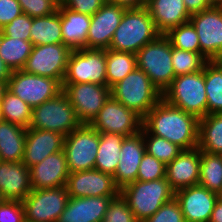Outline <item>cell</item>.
<instances>
[{
	"instance_id": "12",
	"label": "cell",
	"mask_w": 222,
	"mask_h": 222,
	"mask_svg": "<svg viewBox=\"0 0 222 222\" xmlns=\"http://www.w3.org/2000/svg\"><path fill=\"white\" fill-rule=\"evenodd\" d=\"M71 51L63 43L33 46L22 70L56 79L62 85Z\"/></svg>"
},
{
	"instance_id": "40",
	"label": "cell",
	"mask_w": 222,
	"mask_h": 222,
	"mask_svg": "<svg viewBox=\"0 0 222 222\" xmlns=\"http://www.w3.org/2000/svg\"><path fill=\"white\" fill-rule=\"evenodd\" d=\"M103 222H139L119 193L114 197L105 212Z\"/></svg>"
},
{
	"instance_id": "22",
	"label": "cell",
	"mask_w": 222,
	"mask_h": 222,
	"mask_svg": "<svg viewBox=\"0 0 222 222\" xmlns=\"http://www.w3.org/2000/svg\"><path fill=\"white\" fill-rule=\"evenodd\" d=\"M116 196L69 197L56 222H103L111 200Z\"/></svg>"
},
{
	"instance_id": "46",
	"label": "cell",
	"mask_w": 222,
	"mask_h": 222,
	"mask_svg": "<svg viewBox=\"0 0 222 222\" xmlns=\"http://www.w3.org/2000/svg\"><path fill=\"white\" fill-rule=\"evenodd\" d=\"M22 13L18 0H0V30Z\"/></svg>"
},
{
	"instance_id": "25",
	"label": "cell",
	"mask_w": 222,
	"mask_h": 222,
	"mask_svg": "<svg viewBox=\"0 0 222 222\" xmlns=\"http://www.w3.org/2000/svg\"><path fill=\"white\" fill-rule=\"evenodd\" d=\"M145 7L161 34L189 22L191 17L183 0H146Z\"/></svg>"
},
{
	"instance_id": "38",
	"label": "cell",
	"mask_w": 222,
	"mask_h": 222,
	"mask_svg": "<svg viewBox=\"0 0 222 222\" xmlns=\"http://www.w3.org/2000/svg\"><path fill=\"white\" fill-rule=\"evenodd\" d=\"M172 65L175 76L195 73L203 70L208 61L201 53L180 50L172 47Z\"/></svg>"
},
{
	"instance_id": "43",
	"label": "cell",
	"mask_w": 222,
	"mask_h": 222,
	"mask_svg": "<svg viewBox=\"0 0 222 222\" xmlns=\"http://www.w3.org/2000/svg\"><path fill=\"white\" fill-rule=\"evenodd\" d=\"M143 222H185L180 205L175 197L164 203L159 210Z\"/></svg>"
},
{
	"instance_id": "5",
	"label": "cell",
	"mask_w": 222,
	"mask_h": 222,
	"mask_svg": "<svg viewBox=\"0 0 222 222\" xmlns=\"http://www.w3.org/2000/svg\"><path fill=\"white\" fill-rule=\"evenodd\" d=\"M162 98L199 120L204 118L207 115L204 71L176 76Z\"/></svg>"
},
{
	"instance_id": "29",
	"label": "cell",
	"mask_w": 222,
	"mask_h": 222,
	"mask_svg": "<svg viewBox=\"0 0 222 222\" xmlns=\"http://www.w3.org/2000/svg\"><path fill=\"white\" fill-rule=\"evenodd\" d=\"M30 41L33 46L63 43L59 10L41 17H32Z\"/></svg>"
},
{
	"instance_id": "44",
	"label": "cell",
	"mask_w": 222,
	"mask_h": 222,
	"mask_svg": "<svg viewBox=\"0 0 222 222\" xmlns=\"http://www.w3.org/2000/svg\"><path fill=\"white\" fill-rule=\"evenodd\" d=\"M0 222H25L24 207L22 201L1 200Z\"/></svg>"
},
{
	"instance_id": "16",
	"label": "cell",
	"mask_w": 222,
	"mask_h": 222,
	"mask_svg": "<svg viewBox=\"0 0 222 222\" xmlns=\"http://www.w3.org/2000/svg\"><path fill=\"white\" fill-rule=\"evenodd\" d=\"M66 189L69 197L117 196L120 189L113 176L96 169L70 173Z\"/></svg>"
},
{
	"instance_id": "36",
	"label": "cell",
	"mask_w": 222,
	"mask_h": 222,
	"mask_svg": "<svg viewBox=\"0 0 222 222\" xmlns=\"http://www.w3.org/2000/svg\"><path fill=\"white\" fill-rule=\"evenodd\" d=\"M141 132L143 133L146 152L165 165L169 164L183 150L177 144L171 143L163 137L150 134L143 126Z\"/></svg>"
},
{
	"instance_id": "17",
	"label": "cell",
	"mask_w": 222,
	"mask_h": 222,
	"mask_svg": "<svg viewBox=\"0 0 222 222\" xmlns=\"http://www.w3.org/2000/svg\"><path fill=\"white\" fill-rule=\"evenodd\" d=\"M125 10V7L105 2L102 7L91 16L86 48L109 49L116 28L119 26Z\"/></svg>"
},
{
	"instance_id": "33",
	"label": "cell",
	"mask_w": 222,
	"mask_h": 222,
	"mask_svg": "<svg viewBox=\"0 0 222 222\" xmlns=\"http://www.w3.org/2000/svg\"><path fill=\"white\" fill-rule=\"evenodd\" d=\"M136 67V54L106 49V79L110 89Z\"/></svg>"
},
{
	"instance_id": "21",
	"label": "cell",
	"mask_w": 222,
	"mask_h": 222,
	"mask_svg": "<svg viewBox=\"0 0 222 222\" xmlns=\"http://www.w3.org/2000/svg\"><path fill=\"white\" fill-rule=\"evenodd\" d=\"M145 152L141 131L123 139L120 160L113 176L114 183L119 189L137 180L139 165Z\"/></svg>"
},
{
	"instance_id": "7",
	"label": "cell",
	"mask_w": 222,
	"mask_h": 222,
	"mask_svg": "<svg viewBox=\"0 0 222 222\" xmlns=\"http://www.w3.org/2000/svg\"><path fill=\"white\" fill-rule=\"evenodd\" d=\"M81 125L74 107L61 91L54 98L32 109L29 128L55 131L66 136Z\"/></svg>"
},
{
	"instance_id": "27",
	"label": "cell",
	"mask_w": 222,
	"mask_h": 222,
	"mask_svg": "<svg viewBox=\"0 0 222 222\" xmlns=\"http://www.w3.org/2000/svg\"><path fill=\"white\" fill-rule=\"evenodd\" d=\"M27 129L7 121L0 123V161L22 162Z\"/></svg>"
},
{
	"instance_id": "4",
	"label": "cell",
	"mask_w": 222,
	"mask_h": 222,
	"mask_svg": "<svg viewBox=\"0 0 222 222\" xmlns=\"http://www.w3.org/2000/svg\"><path fill=\"white\" fill-rule=\"evenodd\" d=\"M111 96L142 119L162 99V93L137 67L111 88Z\"/></svg>"
},
{
	"instance_id": "50",
	"label": "cell",
	"mask_w": 222,
	"mask_h": 222,
	"mask_svg": "<svg viewBox=\"0 0 222 222\" xmlns=\"http://www.w3.org/2000/svg\"><path fill=\"white\" fill-rule=\"evenodd\" d=\"M11 74V69L4 63V61L0 57V81H5L8 83Z\"/></svg>"
},
{
	"instance_id": "26",
	"label": "cell",
	"mask_w": 222,
	"mask_h": 222,
	"mask_svg": "<svg viewBox=\"0 0 222 222\" xmlns=\"http://www.w3.org/2000/svg\"><path fill=\"white\" fill-rule=\"evenodd\" d=\"M63 44L71 50L86 48L91 16L78 13L59 4Z\"/></svg>"
},
{
	"instance_id": "24",
	"label": "cell",
	"mask_w": 222,
	"mask_h": 222,
	"mask_svg": "<svg viewBox=\"0 0 222 222\" xmlns=\"http://www.w3.org/2000/svg\"><path fill=\"white\" fill-rule=\"evenodd\" d=\"M32 191L30 170L22 162L0 161V198L23 201Z\"/></svg>"
},
{
	"instance_id": "41",
	"label": "cell",
	"mask_w": 222,
	"mask_h": 222,
	"mask_svg": "<svg viewBox=\"0 0 222 222\" xmlns=\"http://www.w3.org/2000/svg\"><path fill=\"white\" fill-rule=\"evenodd\" d=\"M21 10L30 17H41L58 11V0H18Z\"/></svg>"
},
{
	"instance_id": "13",
	"label": "cell",
	"mask_w": 222,
	"mask_h": 222,
	"mask_svg": "<svg viewBox=\"0 0 222 222\" xmlns=\"http://www.w3.org/2000/svg\"><path fill=\"white\" fill-rule=\"evenodd\" d=\"M8 90L33 109L54 98L62 91V85L56 79L17 70L12 71Z\"/></svg>"
},
{
	"instance_id": "31",
	"label": "cell",
	"mask_w": 222,
	"mask_h": 222,
	"mask_svg": "<svg viewBox=\"0 0 222 222\" xmlns=\"http://www.w3.org/2000/svg\"><path fill=\"white\" fill-rule=\"evenodd\" d=\"M198 148L222 155V113L208 114L199 120Z\"/></svg>"
},
{
	"instance_id": "23",
	"label": "cell",
	"mask_w": 222,
	"mask_h": 222,
	"mask_svg": "<svg viewBox=\"0 0 222 222\" xmlns=\"http://www.w3.org/2000/svg\"><path fill=\"white\" fill-rule=\"evenodd\" d=\"M200 149L198 147L182 152L166 165V179L177 191L199 183Z\"/></svg>"
},
{
	"instance_id": "37",
	"label": "cell",
	"mask_w": 222,
	"mask_h": 222,
	"mask_svg": "<svg viewBox=\"0 0 222 222\" xmlns=\"http://www.w3.org/2000/svg\"><path fill=\"white\" fill-rule=\"evenodd\" d=\"M164 35L169 39L172 47L200 53V43L197 32L190 21L170 29Z\"/></svg>"
},
{
	"instance_id": "15",
	"label": "cell",
	"mask_w": 222,
	"mask_h": 222,
	"mask_svg": "<svg viewBox=\"0 0 222 222\" xmlns=\"http://www.w3.org/2000/svg\"><path fill=\"white\" fill-rule=\"evenodd\" d=\"M200 43V53L208 60L222 57V7H211L191 15Z\"/></svg>"
},
{
	"instance_id": "47",
	"label": "cell",
	"mask_w": 222,
	"mask_h": 222,
	"mask_svg": "<svg viewBox=\"0 0 222 222\" xmlns=\"http://www.w3.org/2000/svg\"><path fill=\"white\" fill-rule=\"evenodd\" d=\"M185 7L190 15L211 8L208 0H183Z\"/></svg>"
},
{
	"instance_id": "14",
	"label": "cell",
	"mask_w": 222,
	"mask_h": 222,
	"mask_svg": "<svg viewBox=\"0 0 222 222\" xmlns=\"http://www.w3.org/2000/svg\"><path fill=\"white\" fill-rule=\"evenodd\" d=\"M62 91L82 124H89L111 96L107 85L95 83H62Z\"/></svg>"
},
{
	"instance_id": "10",
	"label": "cell",
	"mask_w": 222,
	"mask_h": 222,
	"mask_svg": "<svg viewBox=\"0 0 222 222\" xmlns=\"http://www.w3.org/2000/svg\"><path fill=\"white\" fill-rule=\"evenodd\" d=\"M68 199L69 194L65 186L32 189L22 201L25 222H56Z\"/></svg>"
},
{
	"instance_id": "11",
	"label": "cell",
	"mask_w": 222,
	"mask_h": 222,
	"mask_svg": "<svg viewBox=\"0 0 222 222\" xmlns=\"http://www.w3.org/2000/svg\"><path fill=\"white\" fill-rule=\"evenodd\" d=\"M142 122L143 119L138 114L110 96L89 125L99 133L129 137L141 131Z\"/></svg>"
},
{
	"instance_id": "35",
	"label": "cell",
	"mask_w": 222,
	"mask_h": 222,
	"mask_svg": "<svg viewBox=\"0 0 222 222\" xmlns=\"http://www.w3.org/2000/svg\"><path fill=\"white\" fill-rule=\"evenodd\" d=\"M3 121L29 128L32 108L18 96L7 90L0 104Z\"/></svg>"
},
{
	"instance_id": "42",
	"label": "cell",
	"mask_w": 222,
	"mask_h": 222,
	"mask_svg": "<svg viewBox=\"0 0 222 222\" xmlns=\"http://www.w3.org/2000/svg\"><path fill=\"white\" fill-rule=\"evenodd\" d=\"M32 26V17L22 13L9 24L3 27L0 31L8 37L19 38L30 41V28Z\"/></svg>"
},
{
	"instance_id": "34",
	"label": "cell",
	"mask_w": 222,
	"mask_h": 222,
	"mask_svg": "<svg viewBox=\"0 0 222 222\" xmlns=\"http://www.w3.org/2000/svg\"><path fill=\"white\" fill-rule=\"evenodd\" d=\"M211 192L220 194L222 190V155L200 150L199 183Z\"/></svg>"
},
{
	"instance_id": "52",
	"label": "cell",
	"mask_w": 222,
	"mask_h": 222,
	"mask_svg": "<svg viewBox=\"0 0 222 222\" xmlns=\"http://www.w3.org/2000/svg\"><path fill=\"white\" fill-rule=\"evenodd\" d=\"M211 7H222V0H208Z\"/></svg>"
},
{
	"instance_id": "30",
	"label": "cell",
	"mask_w": 222,
	"mask_h": 222,
	"mask_svg": "<svg viewBox=\"0 0 222 222\" xmlns=\"http://www.w3.org/2000/svg\"><path fill=\"white\" fill-rule=\"evenodd\" d=\"M203 71L207 94V115L222 113V62L208 60Z\"/></svg>"
},
{
	"instance_id": "2",
	"label": "cell",
	"mask_w": 222,
	"mask_h": 222,
	"mask_svg": "<svg viewBox=\"0 0 222 222\" xmlns=\"http://www.w3.org/2000/svg\"><path fill=\"white\" fill-rule=\"evenodd\" d=\"M160 35L145 6L126 9L109 49L136 54Z\"/></svg>"
},
{
	"instance_id": "48",
	"label": "cell",
	"mask_w": 222,
	"mask_h": 222,
	"mask_svg": "<svg viewBox=\"0 0 222 222\" xmlns=\"http://www.w3.org/2000/svg\"><path fill=\"white\" fill-rule=\"evenodd\" d=\"M106 2L117 4L125 7L126 9H130L145 6L146 0H106Z\"/></svg>"
},
{
	"instance_id": "19",
	"label": "cell",
	"mask_w": 222,
	"mask_h": 222,
	"mask_svg": "<svg viewBox=\"0 0 222 222\" xmlns=\"http://www.w3.org/2000/svg\"><path fill=\"white\" fill-rule=\"evenodd\" d=\"M65 135L55 131L27 128L22 163L30 168L51 154L63 150Z\"/></svg>"
},
{
	"instance_id": "49",
	"label": "cell",
	"mask_w": 222,
	"mask_h": 222,
	"mask_svg": "<svg viewBox=\"0 0 222 222\" xmlns=\"http://www.w3.org/2000/svg\"><path fill=\"white\" fill-rule=\"evenodd\" d=\"M209 222H222V198L219 197L213 208Z\"/></svg>"
},
{
	"instance_id": "3",
	"label": "cell",
	"mask_w": 222,
	"mask_h": 222,
	"mask_svg": "<svg viewBox=\"0 0 222 222\" xmlns=\"http://www.w3.org/2000/svg\"><path fill=\"white\" fill-rule=\"evenodd\" d=\"M121 196L139 222L153 216L159 208L175 197L166 177L152 181H134L120 189Z\"/></svg>"
},
{
	"instance_id": "28",
	"label": "cell",
	"mask_w": 222,
	"mask_h": 222,
	"mask_svg": "<svg viewBox=\"0 0 222 222\" xmlns=\"http://www.w3.org/2000/svg\"><path fill=\"white\" fill-rule=\"evenodd\" d=\"M125 137L121 134L99 133L94 169L114 176L121 154V144Z\"/></svg>"
},
{
	"instance_id": "1",
	"label": "cell",
	"mask_w": 222,
	"mask_h": 222,
	"mask_svg": "<svg viewBox=\"0 0 222 222\" xmlns=\"http://www.w3.org/2000/svg\"><path fill=\"white\" fill-rule=\"evenodd\" d=\"M142 126L150 134L163 137L183 150L198 147L199 119L163 98L146 114Z\"/></svg>"
},
{
	"instance_id": "32",
	"label": "cell",
	"mask_w": 222,
	"mask_h": 222,
	"mask_svg": "<svg viewBox=\"0 0 222 222\" xmlns=\"http://www.w3.org/2000/svg\"><path fill=\"white\" fill-rule=\"evenodd\" d=\"M33 44L17 38L5 36L0 31V57L11 71L22 70L31 54Z\"/></svg>"
},
{
	"instance_id": "51",
	"label": "cell",
	"mask_w": 222,
	"mask_h": 222,
	"mask_svg": "<svg viewBox=\"0 0 222 222\" xmlns=\"http://www.w3.org/2000/svg\"><path fill=\"white\" fill-rule=\"evenodd\" d=\"M7 90H8V83L5 81H0V104Z\"/></svg>"
},
{
	"instance_id": "53",
	"label": "cell",
	"mask_w": 222,
	"mask_h": 222,
	"mask_svg": "<svg viewBox=\"0 0 222 222\" xmlns=\"http://www.w3.org/2000/svg\"><path fill=\"white\" fill-rule=\"evenodd\" d=\"M3 121V118H2V112H1V107H0V123Z\"/></svg>"
},
{
	"instance_id": "6",
	"label": "cell",
	"mask_w": 222,
	"mask_h": 222,
	"mask_svg": "<svg viewBox=\"0 0 222 222\" xmlns=\"http://www.w3.org/2000/svg\"><path fill=\"white\" fill-rule=\"evenodd\" d=\"M171 59L172 45L164 34L136 53L137 68L147 74L162 94L176 77Z\"/></svg>"
},
{
	"instance_id": "8",
	"label": "cell",
	"mask_w": 222,
	"mask_h": 222,
	"mask_svg": "<svg viewBox=\"0 0 222 222\" xmlns=\"http://www.w3.org/2000/svg\"><path fill=\"white\" fill-rule=\"evenodd\" d=\"M99 132L89 124H82L65 136L63 151L70 173L94 169Z\"/></svg>"
},
{
	"instance_id": "20",
	"label": "cell",
	"mask_w": 222,
	"mask_h": 222,
	"mask_svg": "<svg viewBox=\"0 0 222 222\" xmlns=\"http://www.w3.org/2000/svg\"><path fill=\"white\" fill-rule=\"evenodd\" d=\"M32 189H48L66 186L70 174L64 151L51 154L41 163L29 168Z\"/></svg>"
},
{
	"instance_id": "9",
	"label": "cell",
	"mask_w": 222,
	"mask_h": 222,
	"mask_svg": "<svg viewBox=\"0 0 222 222\" xmlns=\"http://www.w3.org/2000/svg\"><path fill=\"white\" fill-rule=\"evenodd\" d=\"M63 83L107 85L106 50L89 48L72 50Z\"/></svg>"
},
{
	"instance_id": "39",
	"label": "cell",
	"mask_w": 222,
	"mask_h": 222,
	"mask_svg": "<svg viewBox=\"0 0 222 222\" xmlns=\"http://www.w3.org/2000/svg\"><path fill=\"white\" fill-rule=\"evenodd\" d=\"M166 177V165L145 152L137 174L138 181H152Z\"/></svg>"
},
{
	"instance_id": "18",
	"label": "cell",
	"mask_w": 222,
	"mask_h": 222,
	"mask_svg": "<svg viewBox=\"0 0 222 222\" xmlns=\"http://www.w3.org/2000/svg\"><path fill=\"white\" fill-rule=\"evenodd\" d=\"M218 198L200 184L175 191L185 222H209Z\"/></svg>"
},
{
	"instance_id": "45",
	"label": "cell",
	"mask_w": 222,
	"mask_h": 222,
	"mask_svg": "<svg viewBox=\"0 0 222 222\" xmlns=\"http://www.w3.org/2000/svg\"><path fill=\"white\" fill-rule=\"evenodd\" d=\"M106 0H61V4L73 11L89 16L94 15Z\"/></svg>"
}]
</instances>
